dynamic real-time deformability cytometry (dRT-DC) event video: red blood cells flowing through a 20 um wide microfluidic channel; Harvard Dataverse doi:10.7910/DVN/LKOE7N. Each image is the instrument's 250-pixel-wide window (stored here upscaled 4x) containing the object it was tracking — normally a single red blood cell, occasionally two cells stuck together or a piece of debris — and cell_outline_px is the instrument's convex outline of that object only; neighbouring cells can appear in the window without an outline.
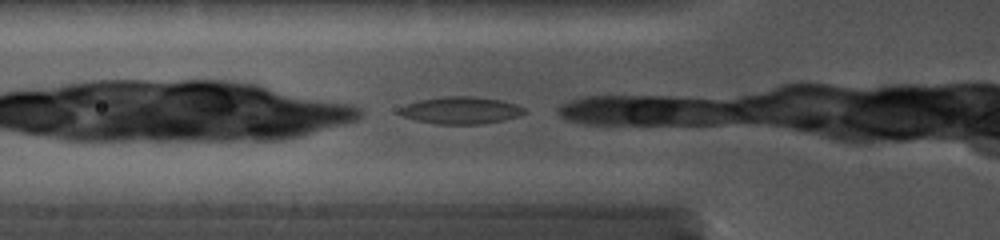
{"species": "common noctule bat (a hibernating species)", "species_latin": "Nyctalus noctula", "temperature_condition": "cold", "stored_images_in_passage": 5, "camera_frame_rate_fps": 5000, "um_per_image_px": 0.085, "animal": {"sex": "female", "body_mass_g": 19.0, "forearm_length_mm": 56.7}, "frame": {"image": 1, "passage_image": 3, "time_ms": 0.4, "image_size_px": [1000, 240], "cell_outline_px": [[524, 112], [520, 116], [480, 124], [436, 124], [416, 120], [404, 116], [400, 112], [400, 108], [408, 104], [420, 100], [448, 96], [472, 96], [500, 100], [516, 104], [524, 108]], "centroid_in_image_um": [39.19, 9.38], "position_along_channel_um": 86.6, "area_um2": 19.36}}